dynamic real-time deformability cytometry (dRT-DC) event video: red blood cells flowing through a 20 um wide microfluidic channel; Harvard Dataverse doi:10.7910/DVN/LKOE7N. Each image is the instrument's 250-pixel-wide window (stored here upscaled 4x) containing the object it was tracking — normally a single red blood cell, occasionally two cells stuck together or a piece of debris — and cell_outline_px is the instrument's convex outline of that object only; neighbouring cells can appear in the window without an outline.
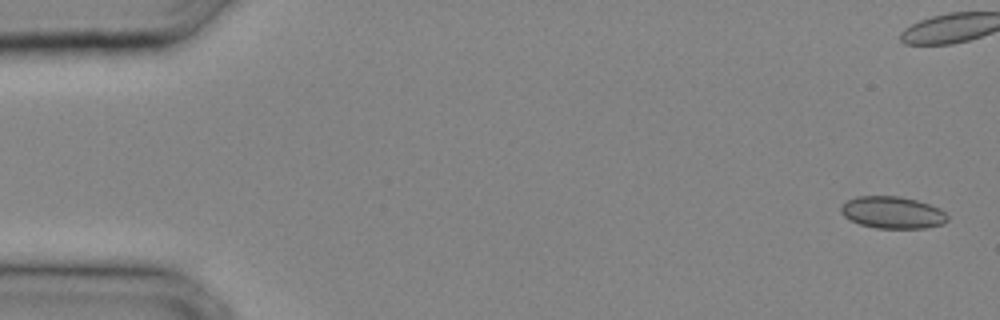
{"species": "common noctule bat (a hibernating species)", "species_latin": "Nyctalus noctula", "temperature_condition": "cold", "stored_images_in_passage": 26, "camera_frame_rate_fps": 3000, "um_per_image_px": 0.085, "animal": {"sex": "male", "body_mass_g": 20.4}, "frame": {"image": 1, "passage_image": 1, "time_ms": 0.0, "image_size_px": [1000, 320], "cell_outline_px": [[948, 220], [944, 224], [924, 228], [876, 228], [860, 224], [844, 216], [840, 212], [840, 208], [848, 200], [856, 196], [900, 196], [916, 200], [940, 208], [948, 216]], "centroid_in_image_um": [75.88, 18.06], "position_along_channel_um": 9.1, "area_um2": 19.83}}